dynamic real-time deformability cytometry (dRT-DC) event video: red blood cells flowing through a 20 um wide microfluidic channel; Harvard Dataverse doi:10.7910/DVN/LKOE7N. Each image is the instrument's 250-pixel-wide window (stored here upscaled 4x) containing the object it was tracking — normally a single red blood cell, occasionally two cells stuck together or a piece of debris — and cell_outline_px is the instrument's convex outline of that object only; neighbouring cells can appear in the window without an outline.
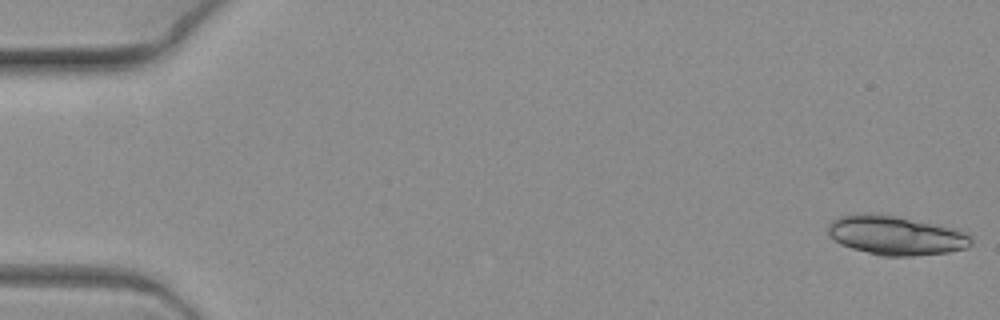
{"species": "common noctule bat (a hibernating species)", "species_latin": "Nyctalus noctula", "temperature_condition": "warm", "stored_images_in_passage": 8, "camera_frame_rate_fps": 3000, "um_per_image_px": 0.085, "animal": {"sex": "female", "body_mass_g": 19.3, "forearm_length_mm": 54.1}, "frame": {"image": 1, "passage_image": 1, "time_ms": 0.0, "image_size_px": [1000, 320], "cell_outline_px": [[972, 244], [968, 248], [948, 252], [912, 256], [880, 256], [852, 248], [840, 244], [828, 236], [828, 224], [832, 220], [840, 216], [896, 216], [960, 228], [968, 232], [972, 236]], "centroid_in_image_um": [76.25, 20.04], "position_along_channel_um": 8.7, "area_um2": 32.48}}
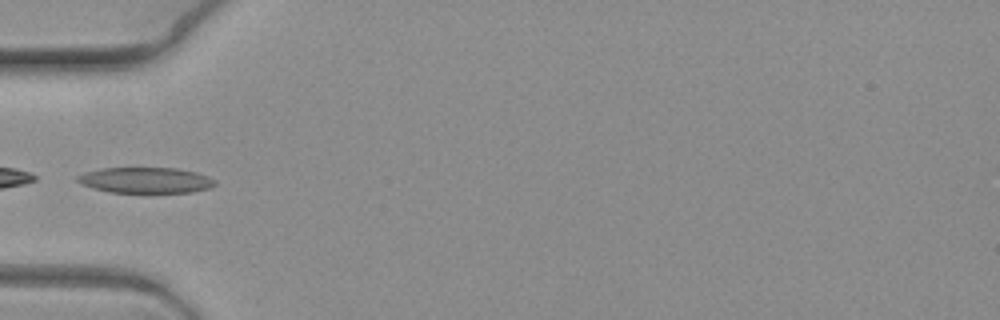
{"frame": {"image": 2, "passage_image": 7, "time_ms": 2.0, "image_size_px": [1000, 320], "cell_outline_px": [[216, 184], [208, 188], [192, 192], [108, 192], [92, 188], [80, 184], [76, 180], [76, 176], [84, 172], [100, 168], [176, 168], [196, 172], [208, 176], [216, 180]], "centroid_in_image_um": [12.34, 15.31], "position_along_channel_um": 72.7, "area_um2": 20.69}}
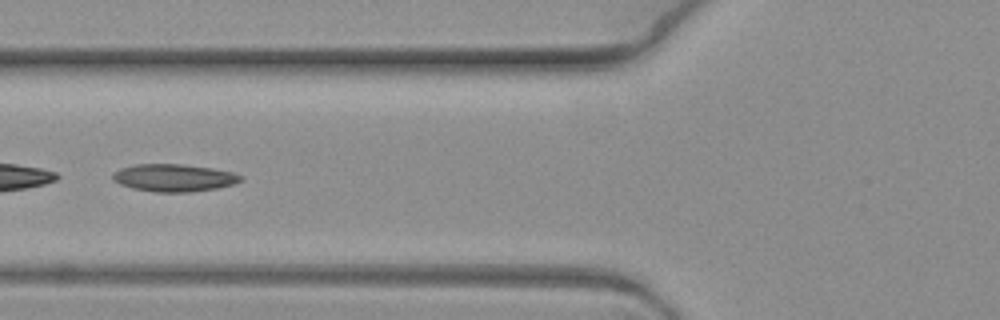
{"frame": {"image": 3, "passage_image": 8, "time_ms": 2.333, "image_size_px": [1000, 320], "cell_outline_px": [[244, 180], [236, 184], [216, 188], [188, 192], [152, 192], [132, 188], [120, 184], [112, 180], [112, 172], [120, 168], [136, 164], [180, 164], [212, 168], [232, 172], [244, 176]], "centroid_in_image_um": [14.79, 15.11], "position_along_channel_um": 111.0, "area_um2": 20.69}}